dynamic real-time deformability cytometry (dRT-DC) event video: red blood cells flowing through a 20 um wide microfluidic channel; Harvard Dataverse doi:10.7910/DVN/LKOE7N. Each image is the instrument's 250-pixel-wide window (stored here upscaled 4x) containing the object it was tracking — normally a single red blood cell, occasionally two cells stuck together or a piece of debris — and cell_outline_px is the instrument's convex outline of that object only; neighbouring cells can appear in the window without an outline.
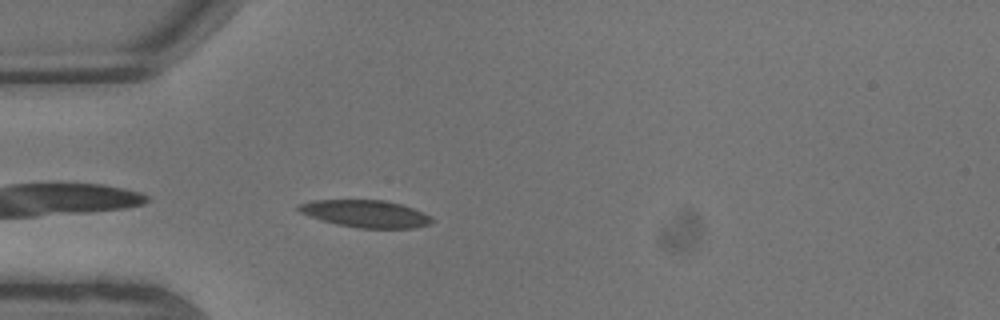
{"species": "common noctule bat (a hibernating species)", "species_latin": "Nyctalus noctula", "temperature_condition": "warm", "stored_images_in_passage": 5, "camera_frame_rate_fps": 3000, "um_per_image_px": 0.085, "animal": {"sex": "male", "body_mass_g": 13.3}, "frame": {"image": 1, "passage_image": 5, "time_ms": 1.333, "image_size_px": [1000, 320], "cell_outline_px": [[432, 224], [416, 228], [360, 228], [336, 224], [300, 212], [296, 208], [300, 204], [312, 200], [384, 200], [400, 204], [424, 212], [432, 216]], "centroid_in_image_um": [31.14, 18.17], "position_along_channel_um": 53.9, "area_um2": 21.04}}